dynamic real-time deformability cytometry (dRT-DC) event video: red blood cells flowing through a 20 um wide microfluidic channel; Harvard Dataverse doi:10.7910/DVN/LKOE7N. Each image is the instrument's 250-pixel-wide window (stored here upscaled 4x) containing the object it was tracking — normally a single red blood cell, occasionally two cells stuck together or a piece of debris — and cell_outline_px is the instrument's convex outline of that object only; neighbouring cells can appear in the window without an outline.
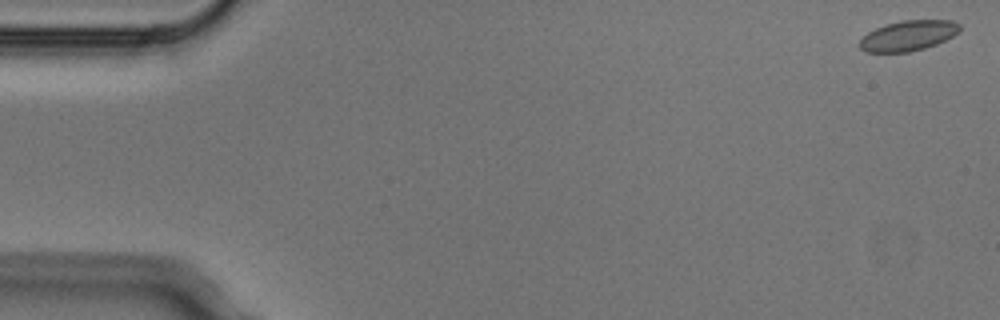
{"species": "Egyptian fruit bat (a non-hibernating species)", "species_latin": "Rousettus aegyptiacus", "temperature_condition": "cold", "stored_images_in_passage": 3, "camera_frame_rate_fps": 3000, "um_per_image_px": 0.085, "animal": {"sex": "male"}, "frame": {"image": 1, "passage_image": 1, "time_ms": 0.0, "image_size_px": [1000, 320], "cell_outline_px": [[960, 32], [936, 44], [924, 48], [908, 52], [864, 52], [860, 48], [860, 40], [868, 32], [876, 28], [888, 24], [904, 20], [952, 20], [960, 24]], "centroid_in_image_um": [77.21, 3.03], "position_along_channel_um": 7.8, "area_um2": 17.51}}